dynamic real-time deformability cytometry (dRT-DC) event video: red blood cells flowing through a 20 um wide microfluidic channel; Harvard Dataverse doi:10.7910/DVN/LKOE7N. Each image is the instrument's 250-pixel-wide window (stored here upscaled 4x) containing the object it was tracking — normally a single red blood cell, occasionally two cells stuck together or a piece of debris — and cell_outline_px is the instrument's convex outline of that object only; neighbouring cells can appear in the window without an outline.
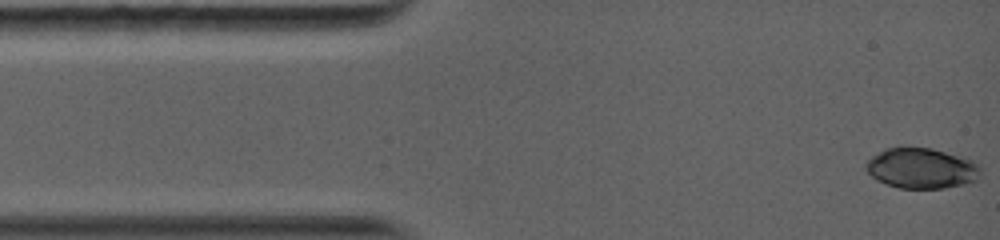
{"species": "common noctule bat (a hibernating species)", "species_latin": "Nyctalus noctula", "temperature_condition": "warm", "stored_images_in_passage": 32, "camera_frame_rate_fps": 5000, "um_per_image_px": 0.085, "animal": {"sex": "female", "body_mass_g": 19.0, "forearm_length_mm": 56.7}, "frame": {"image": 1, "passage_image": 1, "time_ms": 0.0, "image_size_px": [1000, 240], "cell_outline_px": [[980, 176], [976, 180], [964, 184], [944, 188], [900, 188], [876, 180], [864, 168], [864, 164], [872, 156], [884, 148], [904, 144], [932, 148], [964, 156], [972, 160], [980, 168]], "centroid_in_image_um": [78.3, 14.25], "position_along_channel_um": 6.7, "area_um2": 27.74}}
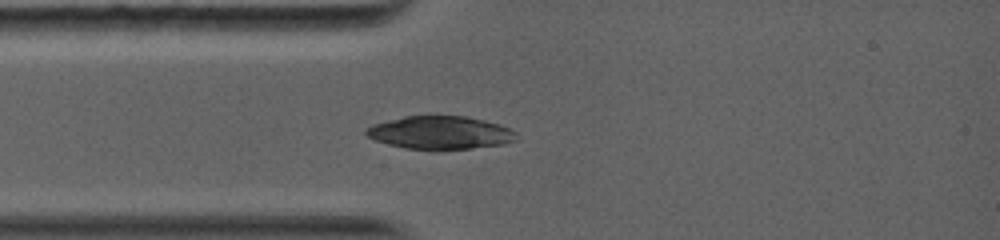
{"frame": {"image": 2, "passage_image": 22, "time_ms": 2.8, "image_size_px": [1000, 240], "cell_outline_px": [[516, 140], [504, 144], [440, 152], [436, 152], [404, 148], [388, 144], [376, 140], [368, 136], [364, 132], [372, 124], [404, 116], [464, 116], [484, 120], [500, 124], [516, 132]], "centroid_in_image_um": [37.42, 11.31], "position_along_channel_um": 47.6, "area_um2": 29.48}}
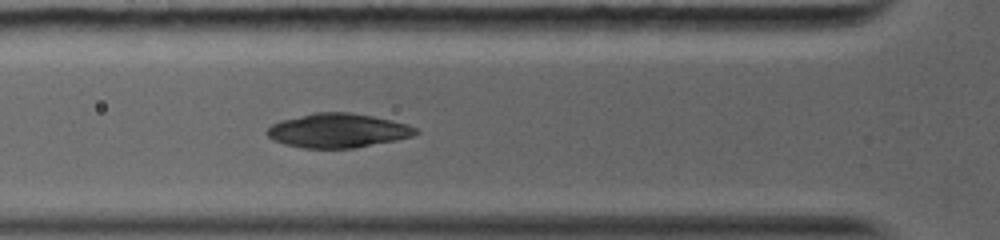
{"frame": {"image": 3, "passage_image": 31, "time_ms": 4.0, "image_size_px": [1000, 240], "cell_outline_px": [[420, 132], [412, 136], [396, 140], [356, 148], [304, 148], [284, 144], [268, 136], [264, 132], [272, 124], [280, 120], [316, 112], [348, 112], [372, 116], [408, 124], [416, 128]], "centroid_in_image_um": [28.72, 11.1], "position_along_channel_um": 97.1, "area_um2": 29.54}}